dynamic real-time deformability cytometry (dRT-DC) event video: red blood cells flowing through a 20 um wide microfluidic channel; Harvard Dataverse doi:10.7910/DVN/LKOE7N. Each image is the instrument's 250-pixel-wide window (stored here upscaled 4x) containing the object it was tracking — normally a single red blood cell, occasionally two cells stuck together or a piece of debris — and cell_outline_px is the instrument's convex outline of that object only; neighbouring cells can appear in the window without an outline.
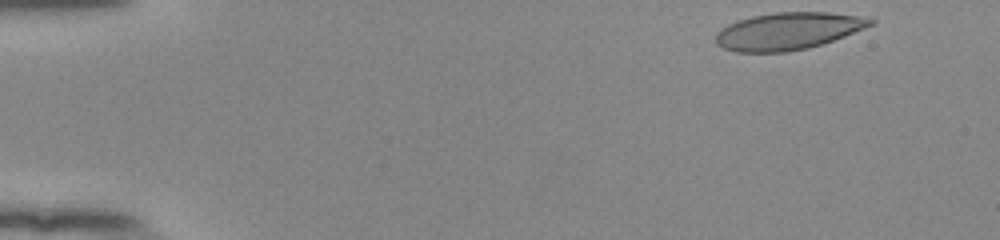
{"species": "human", "species_latin": "Homo sapiens", "temperature_condition": "room temperature", "stored_images_in_passage": 49, "camera_frame_rate_fps": 3000, "um_per_image_px": 0.085, "donor": {"sex": "female"}, "frame": {"image": 1, "passage_image": 1, "time_ms": 0.0, "image_size_px": [1000, 240], "cell_outline_px": [[876, 24], [844, 36], [808, 48], [788, 52], [736, 52], [724, 48], [716, 44], [716, 32], [720, 28], [728, 24], [752, 16], [776, 12], [828, 12], [856, 16], [876, 20]], "centroid_in_image_um": [66.96, 2.64], "position_along_channel_um": 18.0, "area_um2": 33.41}}
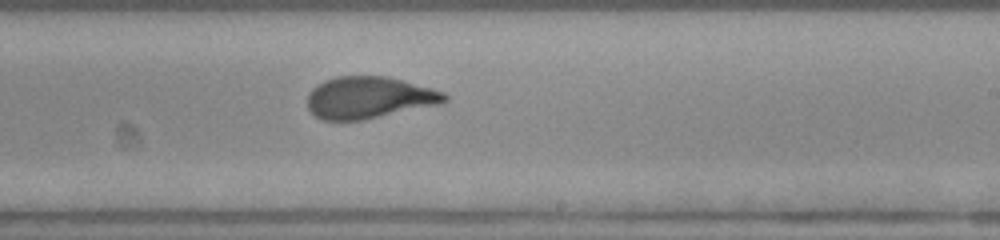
{"frame": {"image": 2, "passage_image": 29, "time_ms": 9.333, "image_size_px": [1000, 240], "cell_outline_px": [[448, 100], [440, 104], [364, 120], [324, 120], [316, 116], [308, 108], [308, 92], [312, 88], [324, 80], [336, 76], [388, 76], [404, 80], [432, 88], [444, 92], [448, 96]], "centroid_in_image_um": [31.38, 8.29], "position_along_channel_um": 257.6, "area_um2": 33.64}}
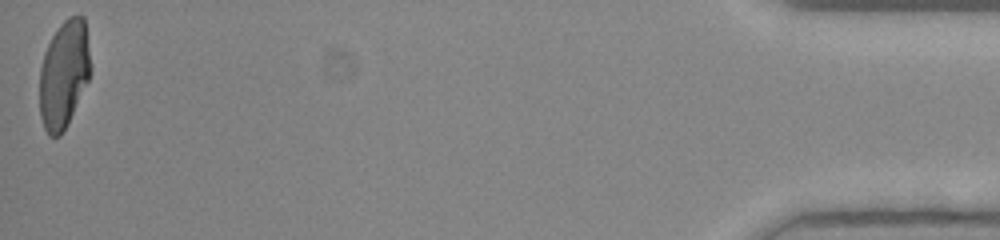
{"frame": {"image": 3, "passage_image": 49, "time_ms": 16.0, "image_size_px": [1000, 240], "cell_outline_px": [[92, 72], [60, 136], [48, 136], [44, 128], [40, 116], [40, 68], [44, 52], [52, 36], [60, 24], [68, 16], [84, 16], [92, 68]], "centroid_in_image_um": [5.43, 6.27], "position_along_channel_um": 429.8, "area_um2": 31.73}, "authors_computed_cell_mechanics": {"area_um2": 33.7552, "velocity_mm_per_s": 3.8982, "shape_relaxation_time_tau1_ms": 6.3639, "shape_relaxation_time_tau2_ms": null, "deformation_change_tau1": 0.221, "deformation_change_tau2": null}}